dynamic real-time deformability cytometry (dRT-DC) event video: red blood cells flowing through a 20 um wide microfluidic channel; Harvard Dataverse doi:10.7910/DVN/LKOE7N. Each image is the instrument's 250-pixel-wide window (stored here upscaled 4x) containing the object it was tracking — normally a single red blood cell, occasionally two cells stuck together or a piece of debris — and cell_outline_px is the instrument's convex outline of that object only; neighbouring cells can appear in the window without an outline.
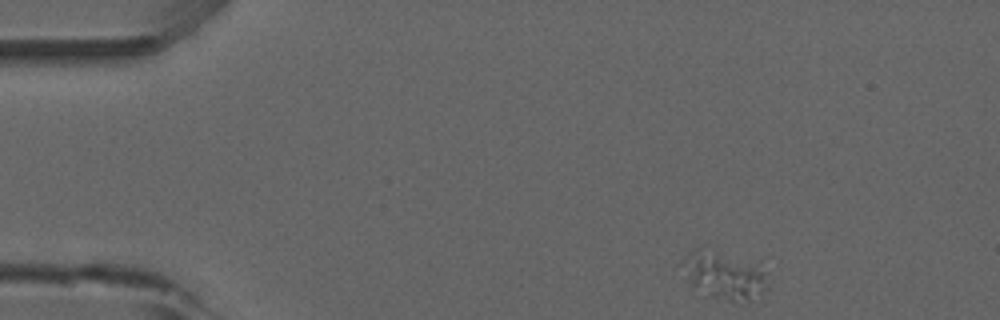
{"species": "common noctule bat (a hibernating species)", "species_latin": "Nyctalus noctula", "temperature_condition": "room temperature", "stored_images_in_passage": 9, "camera_frame_rate_fps": 3000, "um_per_image_px": 0.085, "animal": {"sex": "male", "forearm_length_mm": 52.5}, "frame": {"image": 1, "passage_image": 1, "time_ms": 0.0, "image_size_px": [1000, 320], "cell_outline_px": [[768, 288], [764, 292], [748, 304], [712, 296], [692, 284], [684, 260], [684, 256], [692, 248], [704, 244], [756, 260], [768, 272]], "centroid_in_image_um": [61.71, 23.29], "position_along_channel_um": 23.3, "area_um2": 24.85}}